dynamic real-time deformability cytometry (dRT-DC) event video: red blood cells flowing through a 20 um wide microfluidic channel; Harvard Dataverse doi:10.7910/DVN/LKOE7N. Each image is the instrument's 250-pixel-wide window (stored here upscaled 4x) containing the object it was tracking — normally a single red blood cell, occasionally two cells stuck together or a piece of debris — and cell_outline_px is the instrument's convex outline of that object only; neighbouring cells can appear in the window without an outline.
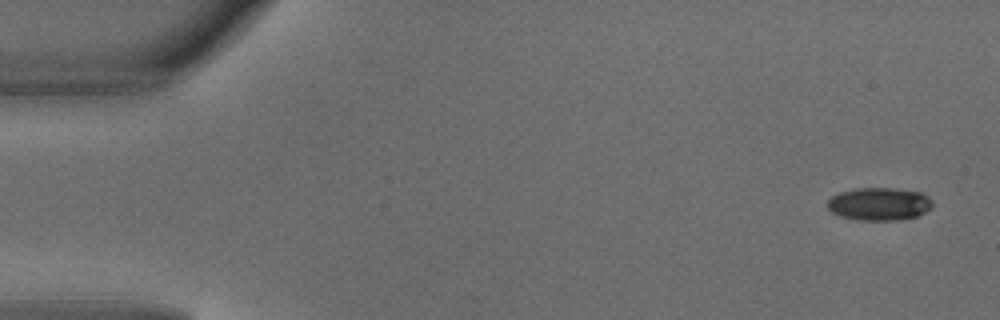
{"species": "common noctule bat (a hibernating species)", "species_latin": "Nyctalus noctula", "temperature_condition": "warm", "stored_images_in_passage": 4, "camera_frame_rate_fps": 3000, "um_per_image_px": 0.085, "animal": {"sex": "male", "body_mass_g": 18.8}, "frame": {"image": 1, "passage_image": 1, "time_ms": 0.0, "image_size_px": [1000, 320], "cell_outline_px": [[932, 204], [924, 212], [916, 216], [896, 220], [856, 220], [840, 216], [832, 212], [828, 208], [828, 200], [832, 196], [840, 192], [856, 188], [892, 188], [920, 192], [928, 196], [932, 200]], "centroid_in_image_um": [74.7, 17.33], "position_along_channel_um": 10.3, "area_um2": 19.94}}
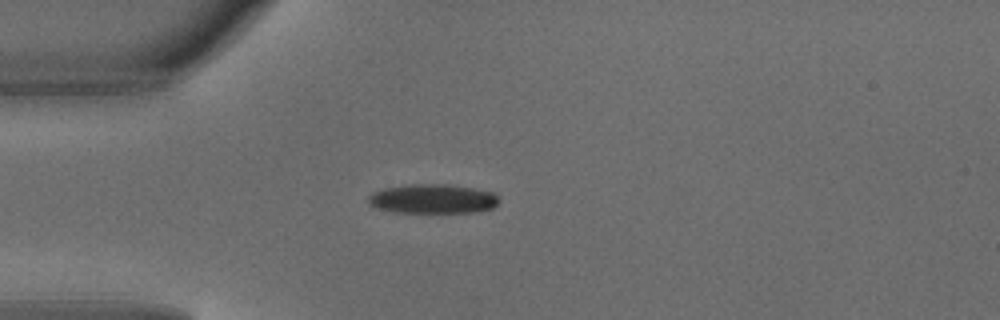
{"frame": {"image": 2, "passage_image": 4, "time_ms": 1.0, "image_size_px": [1000, 320], "cell_outline_px": [[500, 200], [492, 208], [476, 212], [396, 212], [376, 208], [368, 204], [368, 196], [372, 192], [384, 188], [408, 184], [448, 184], [472, 188], [492, 192]], "centroid_in_image_um": [36.74, 16.89], "position_along_channel_um": 48.3, "area_um2": 22.31}}